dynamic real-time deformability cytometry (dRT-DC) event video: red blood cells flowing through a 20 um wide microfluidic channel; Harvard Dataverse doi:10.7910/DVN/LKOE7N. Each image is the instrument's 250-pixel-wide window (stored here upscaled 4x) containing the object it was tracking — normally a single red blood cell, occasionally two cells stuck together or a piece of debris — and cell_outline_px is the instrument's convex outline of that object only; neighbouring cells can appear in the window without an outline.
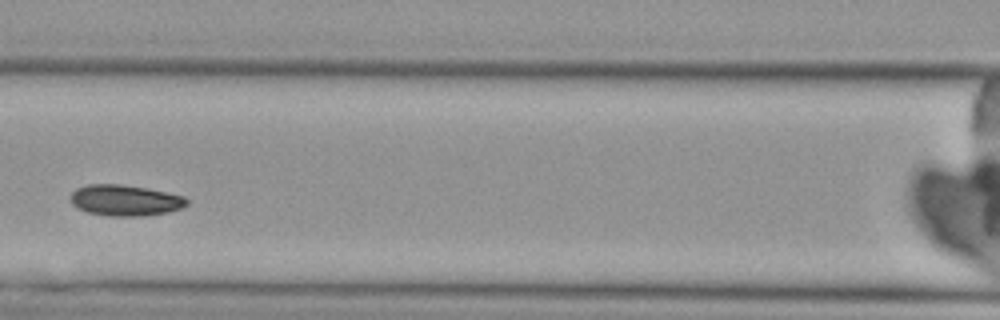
{"species": "Egyptian fruit bat (a non-hibernating species)", "species_latin": "Rousettus aegyptiacus", "temperature_condition": "cold", "stored_images_in_passage": 3, "camera_frame_rate_fps": 3000, "um_per_image_px": 0.085, "animal": {"sex": "female"}, "frame": {"image": 1, "passage_image": 3, "time_ms": 2.333, "image_size_px": [1000, 320], "cell_outline_px": [[188, 204], [180, 208], [168, 212], [140, 216], [108, 216], [88, 212], [76, 208], [72, 204], [72, 192], [76, 188], [88, 184], [120, 184], [148, 188], [184, 196], [188, 200]], "centroid_in_image_um": [10.63, 17.02], "position_along_channel_um": 156.0, "area_um2": 20.98}}